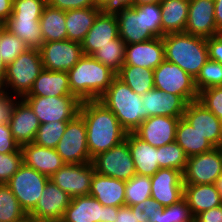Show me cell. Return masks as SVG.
I'll return each mask as SVG.
<instances>
[{
    "label": "cell",
    "instance_id": "cell-1",
    "mask_svg": "<svg viewBox=\"0 0 222 222\" xmlns=\"http://www.w3.org/2000/svg\"><path fill=\"white\" fill-rule=\"evenodd\" d=\"M79 115L84 119L91 158L122 143L127 131L114 113L98 100L82 101Z\"/></svg>",
    "mask_w": 222,
    "mask_h": 222
},
{
    "label": "cell",
    "instance_id": "cell-2",
    "mask_svg": "<svg viewBox=\"0 0 222 222\" xmlns=\"http://www.w3.org/2000/svg\"><path fill=\"white\" fill-rule=\"evenodd\" d=\"M72 95L82 101L98 100L117 74L92 56L83 55L67 72Z\"/></svg>",
    "mask_w": 222,
    "mask_h": 222
},
{
    "label": "cell",
    "instance_id": "cell-3",
    "mask_svg": "<svg viewBox=\"0 0 222 222\" xmlns=\"http://www.w3.org/2000/svg\"><path fill=\"white\" fill-rule=\"evenodd\" d=\"M165 60L178 65L196 79L209 59L206 39L186 32L169 33L162 37Z\"/></svg>",
    "mask_w": 222,
    "mask_h": 222
},
{
    "label": "cell",
    "instance_id": "cell-4",
    "mask_svg": "<svg viewBox=\"0 0 222 222\" xmlns=\"http://www.w3.org/2000/svg\"><path fill=\"white\" fill-rule=\"evenodd\" d=\"M98 101L114 113L127 132H134L144 121L141 95L132 91L117 76Z\"/></svg>",
    "mask_w": 222,
    "mask_h": 222
},
{
    "label": "cell",
    "instance_id": "cell-5",
    "mask_svg": "<svg viewBox=\"0 0 222 222\" xmlns=\"http://www.w3.org/2000/svg\"><path fill=\"white\" fill-rule=\"evenodd\" d=\"M43 69L40 50L29 48L7 65L6 77L0 90L23 98Z\"/></svg>",
    "mask_w": 222,
    "mask_h": 222
},
{
    "label": "cell",
    "instance_id": "cell-6",
    "mask_svg": "<svg viewBox=\"0 0 222 222\" xmlns=\"http://www.w3.org/2000/svg\"><path fill=\"white\" fill-rule=\"evenodd\" d=\"M37 116L40 124L69 122L80 110L81 101L75 96L23 97Z\"/></svg>",
    "mask_w": 222,
    "mask_h": 222
},
{
    "label": "cell",
    "instance_id": "cell-7",
    "mask_svg": "<svg viewBox=\"0 0 222 222\" xmlns=\"http://www.w3.org/2000/svg\"><path fill=\"white\" fill-rule=\"evenodd\" d=\"M49 180L48 176L23 163L10 178L7 185L17 198L21 208L28 215L35 208Z\"/></svg>",
    "mask_w": 222,
    "mask_h": 222
},
{
    "label": "cell",
    "instance_id": "cell-8",
    "mask_svg": "<svg viewBox=\"0 0 222 222\" xmlns=\"http://www.w3.org/2000/svg\"><path fill=\"white\" fill-rule=\"evenodd\" d=\"M154 88L182 96L188 103L198 99L195 79L178 65L164 60L154 70Z\"/></svg>",
    "mask_w": 222,
    "mask_h": 222
},
{
    "label": "cell",
    "instance_id": "cell-9",
    "mask_svg": "<svg viewBox=\"0 0 222 222\" xmlns=\"http://www.w3.org/2000/svg\"><path fill=\"white\" fill-rule=\"evenodd\" d=\"M55 149L65 164L92 162L87 147L86 124L79 114L68 122L65 133Z\"/></svg>",
    "mask_w": 222,
    "mask_h": 222
},
{
    "label": "cell",
    "instance_id": "cell-10",
    "mask_svg": "<svg viewBox=\"0 0 222 222\" xmlns=\"http://www.w3.org/2000/svg\"><path fill=\"white\" fill-rule=\"evenodd\" d=\"M92 164L96 173L123 181L130 180L136 174L126 140L108 151L97 154L92 158Z\"/></svg>",
    "mask_w": 222,
    "mask_h": 222
},
{
    "label": "cell",
    "instance_id": "cell-11",
    "mask_svg": "<svg viewBox=\"0 0 222 222\" xmlns=\"http://www.w3.org/2000/svg\"><path fill=\"white\" fill-rule=\"evenodd\" d=\"M222 174V147L188 157L184 184H215Z\"/></svg>",
    "mask_w": 222,
    "mask_h": 222
},
{
    "label": "cell",
    "instance_id": "cell-12",
    "mask_svg": "<svg viewBox=\"0 0 222 222\" xmlns=\"http://www.w3.org/2000/svg\"><path fill=\"white\" fill-rule=\"evenodd\" d=\"M118 207L104 206L95 197L71 198L61 222H114Z\"/></svg>",
    "mask_w": 222,
    "mask_h": 222
},
{
    "label": "cell",
    "instance_id": "cell-13",
    "mask_svg": "<svg viewBox=\"0 0 222 222\" xmlns=\"http://www.w3.org/2000/svg\"><path fill=\"white\" fill-rule=\"evenodd\" d=\"M95 168L92 162L84 164H64L50 180L71 198L88 196L91 190Z\"/></svg>",
    "mask_w": 222,
    "mask_h": 222
},
{
    "label": "cell",
    "instance_id": "cell-14",
    "mask_svg": "<svg viewBox=\"0 0 222 222\" xmlns=\"http://www.w3.org/2000/svg\"><path fill=\"white\" fill-rule=\"evenodd\" d=\"M44 69L68 72L84 55L80 42H43L39 48Z\"/></svg>",
    "mask_w": 222,
    "mask_h": 222
},
{
    "label": "cell",
    "instance_id": "cell-15",
    "mask_svg": "<svg viewBox=\"0 0 222 222\" xmlns=\"http://www.w3.org/2000/svg\"><path fill=\"white\" fill-rule=\"evenodd\" d=\"M70 201L71 197L49 180L28 219L33 222H61Z\"/></svg>",
    "mask_w": 222,
    "mask_h": 222
},
{
    "label": "cell",
    "instance_id": "cell-16",
    "mask_svg": "<svg viewBox=\"0 0 222 222\" xmlns=\"http://www.w3.org/2000/svg\"><path fill=\"white\" fill-rule=\"evenodd\" d=\"M118 20L119 37L125 44L139 43L155 38L146 28L145 4L114 11Z\"/></svg>",
    "mask_w": 222,
    "mask_h": 222
},
{
    "label": "cell",
    "instance_id": "cell-17",
    "mask_svg": "<svg viewBox=\"0 0 222 222\" xmlns=\"http://www.w3.org/2000/svg\"><path fill=\"white\" fill-rule=\"evenodd\" d=\"M183 172L176 169H159L151 176V197L163 207L183 199Z\"/></svg>",
    "mask_w": 222,
    "mask_h": 222
},
{
    "label": "cell",
    "instance_id": "cell-18",
    "mask_svg": "<svg viewBox=\"0 0 222 222\" xmlns=\"http://www.w3.org/2000/svg\"><path fill=\"white\" fill-rule=\"evenodd\" d=\"M183 118L214 147H222L221 120L197 100L187 104Z\"/></svg>",
    "mask_w": 222,
    "mask_h": 222
},
{
    "label": "cell",
    "instance_id": "cell-19",
    "mask_svg": "<svg viewBox=\"0 0 222 222\" xmlns=\"http://www.w3.org/2000/svg\"><path fill=\"white\" fill-rule=\"evenodd\" d=\"M144 120L151 116L182 118L188 102L180 95L153 88L141 96Z\"/></svg>",
    "mask_w": 222,
    "mask_h": 222
},
{
    "label": "cell",
    "instance_id": "cell-20",
    "mask_svg": "<svg viewBox=\"0 0 222 222\" xmlns=\"http://www.w3.org/2000/svg\"><path fill=\"white\" fill-rule=\"evenodd\" d=\"M119 37L118 20L115 12L102 10L81 42L84 55L91 56L99 48Z\"/></svg>",
    "mask_w": 222,
    "mask_h": 222
},
{
    "label": "cell",
    "instance_id": "cell-21",
    "mask_svg": "<svg viewBox=\"0 0 222 222\" xmlns=\"http://www.w3.org/2000/svg\"><path fill=\"white\" fill-rule=\"evenodd\" d=\"M180 118L151 116L145 119L133 132L155 148L175 142L176 128Z\"/></svg>",
    "mask_w": 222,
    "mask_h": 222
},
{
    "label": "cell",
    "instance_id": "cell-22",
    "mask_svg": "<svg viewBox=\"0 0 222 222\" xmlns=\"http://www.w3.org/2000/svg\"><path fill=\"white\" fill-rule=\"evenodd\" d=\"M214 13V0H189L188 19L184 32L205 39L219 34Z\"/></svg>",
    "mask_w": 222,
    "mask_h": 222
},
{
    "label": "cell",
    "instance_id": "cell-23",
    "mask_svg": "<svg viewBox=\"0 0 222 222\" xmlns=\"http://www.w3.org/2000/svg\"><path fill=\"white\" fill-rule=\"evenodd\" d=\"M165 60L162 37L148 41L126 44L124 65L145 67L154 70Z\"/></svg>",
    "mask_w": 222,
    "mask_h": 222
},
{
    "label": "cell",
    "instance_id": "cell-24",
    "mask_svg": "<svg viewBox=\"0 0 222 222\" xmlns=\"http://www.w3.org/2000/svg\"><path fill=\"white\" fill-rule=\"evenodd\" d=\"M10 131L15 141L20 145L33 143L35 135L40 126V122L29 104L20 98L8 123Z\"/></svg>",
    "mask_w": 222,
    "mask_h": 222
},
{
    "label": "cell",
    "instance_id": "cell-25",
    "mask_svg": "<svg viewBox=\"0 0 222 222\" xmlns=\"http://www.w3.org/2000/svg\"><path fill=\"white\" fill-rule=\"evenodd\" d=\"M21 150L23 163L48 177H51L65 164L54 148L28 143L22 145Z\"/></svg>",
    "mask_w": 222,
    "mask_h": 222
},
{
    "label": "cell",
    "instance_id": "cell-26",
    "mask_svg": "<svg viewBox=\"0 0 222 222\" xmlns=\"http://www.w3.org/2000/svg\"><path fill=\"white\" fill-rule=\"evenodd\" d=\"M125 140L128 142L136 174L153 176L160 169L157 148L143 141L133 132H127Z\"/></svg>",
    "mask_w": 222,
    "mask_h": 222
},
{
    "label": "cell",
    "instance_id": "cell-27",
    "mask_svg": "<svg viewBox=\"0 0 222 222\" xmlns=\"http://www.w3.org/2000/svg\"><path fill=\"white\" fill-rule=\"evenodd\" d=\"M126 181L94 173L90 196L95 197L104 206H125Z\"/></svg>",
    "mask_w": 222,
    "mask_h": 222
},
{
    "label": "cell",
    "instance_id": "cell-28",
    "mask_svg": "<svg viewBox=\"0 0 222 222\" xmlns=\"http://www.w3.org/2000/svg\"><path fill=\"white\" fill-rule=\"evenodd\" d=\"M183 198L194 218L203 211L222 205V195L216 184H184Z\"/></svg>",
    "mask_w": 222,
    "mask_h": 222
},
{
    "label": "cell",
    "instance_id": "cell-29",
    "mask_svg": "<svg viewBox=\"0 0 222 222\" xmlns=\"http://www.w3.org/2000/svg\"><path fill=\"white\" fill-rule=\"evenodd\" d=\"M74 96L71 93L67 72L43 69L29 93L24 97Z\"/></svg>",
    "mask_w": 222,
    "mask_h": 222
},
{
    "label": "cell",
    "instance_id": "cell-30",
    "mask_svg": "<svg viewBox=\"0 0 222 222\" xmlns=\"http://www.w3.org/2000/svg\"><path fill=\"white\" fill-rule=\"evenodd\" d=\"M162 37L184 32L188 19L189 0H161Z\"/></svg>",
    "mask_w": 222,
    "mask_h": 222
},
{
    "label": "cell",
    "instance_id": "cell-31",
    "mask_svg": "<svg viewBox=\"0 0 222 222\" xmlns=\"http://www.w3.org/2000/svg\"><path fill=\"white\" fill-rule=\"evenodd\" d=\"M101 11L98 7L65 11L67 39L81 43Z\"/></svg>",
    "mask_w": 222,
    "mask_h": 222
},
{
    "label": "cell",
    "instance_id": "cell-32",
    "mask_svg": "<svg viewBox=\"0 0 222 222\" xmlns=\"http://www.w3.org/2000/svg\"><path fill=\"white\" fill-rule=\"evenodd\" d=\"M41 17H9L5 27L15 36H18L30 48L39 49L43 44L40 29Z\"/></svg>",
    "mask_w": 222,
    "mask_h": 222
},
{
    "label": "cell",
    "instance_id": "cell-33",
    "mask_svg": "<svg viewBox=\"0 0 222 222\" xmlns=\"http://www.w3.org/2000/svg\"><path fill=\"white\" fill-rule=\"evenodd\" d=\"M175 141L188 157L202 154L215 148L203 135L189 125L183 117L178 122Z\"/></svg>",
    "mask_w": 222,
    "mask_h": 222
},
{
    "label": "cell",
    "instance_id": "cell-34",
    "mask_svg": "<svg viewBox=\"0 0 222 222\" xmlns=\"http://www.w3.org/2000/svg\"><path fill=\"white\" fill-rule=\"evenodd\" d=\"M43 42L67 40V29L65 23V11L50 7H44L39 20Z\"/></svg>",
    "mask_w": 222,
    "mask_h": 222
},
{
    "label": "cell",
    "instance_id": "cell-35",
    "mask_svg": "<svg viewBox=\"0 0 222 222\" xmlns=\"http://www.w3.org/2000/svg\"><path fill=\"white\" fill-rule=\"evenodd\" d=\"M117 77L141 96L154 88V71L145 67L123 65Z\"/></svg>",
    "mask_w": 222,
    "mask_h": 222
},
{
    "label": "cell",
    "instance_id": "cell-36",
    "mask_svg": "<svg viewBox=\"0 0 222 222\" xmlns=\"http://www.w3.org/2000/svg\"><path fill=\"white\" fill-rule=\"evenodd\" d=\"M28 215L7 184H0V222H27Z\"/></svg>",
    "mask_w": 222,
    "mask_h": 222
},
{
    "label": "cell",
    "instance_id": "cell-37",
    "mask_svg": "<svg viewBox=\"0 0 222 222\" xmlns=\"http://www.w3.org/2000/svg\"><path fill=\"white\" fill-rule=\"evenodd\" d=\"M125 46V42L118 37L111 40L110 44L99 48L91 56L117 74L124 65Z\"/></svg>",
    "mask_w": 222,
    "mask_h": 222
},
{
    "label": "cell",
    "instance_id": "cell-38",
    "mask_svg": "<svg viewBox=\"0 0 222 222\" xmlns=\"http://www.w3.org/2000/svg\"><path fill=\"white\" fill-rule=\"evenodd\" d=\"M160 169H176L184 172L188 156L175 141L157 148Z\"/></svg>",
    "mask_w": 222,
    "mask_h": 222
},
{
    "label": "cell",
    "instance_id": "cell-39",
    "mask_svg": "<svg viewBox=\"0 0 222 222\" xmlns=\"http://www.w3.org/2000/svg\"><path fill=\"white\" fill-rule=\"evenodd\" d=\"M151 197V177L135 174L126 181L125 205L134 206Z\"/></svg>",
    "mask_w": 222,
    "mask_h": 222
},
{
    "label": "cell",
    "instance_id": "cell-40",
    "mask_svg": "<svg viewBox=\"0 0 222 222\" xmlns=\"http://www.w3.org/2000/svg\"><path fill=\"white\" fill-rule=\"evenodd\" d=\"M29 48L25 42L12 34L6 27L0 32V55L7 65Z\"/></svg>",
    "mask_w": 222,
    "mask_h": 222
},
{
    "label": "cell",
    "instance_id": "cell-41",
    "mask_svg": "<svg viewBox=\"0 0 222 222\" xmlns=\"http://www.w3.org/2000/svg\"><path fill=\"white\" fill-rule=\"evenodd\" d=\"M154 222H194V217L183 198L176 204L157 209Z\"/></svg>",
    "mask_w": 222,
    "mask_h": 222
},
{
    "label": "cell",
    "instance_id": "cell-42",
    "mask_svg": "<svg viewBox=\"0 0 222 222\" xmlns=\"http://www.w3.org/2000/svg\"><path fill=\"white\" fill-rule=\"evenodd\" d=\"M68 122L40 124L33 143L47 148H56L65 133Z\"/></svg>",
    "mask_w": 222,
    "mask_h": 222
},
{
    "label": "cell",
    "instance_id": "cell-43",
    "mask_svg": "<svg viewBox=\"0 0 222 222\" xmlns=\"http://www.w3.org/2000/svg\"><path fill=\"white\" fill-rule=\"evenodd\" d=\"M195 86L198 92L210 87L222 86V64L208 59L195 79Z\"/></svg>",
    "mask_w": 222,
    "mask_h": 222
},
{
    "label": "cell",
    "instance_id": "cell-44",
    "mask_svg": "<svg viewBox=\"0 0 222 222\" xmlns=\"http://www.w3.org/2000/svg\"><path fill=\"white\" fill-rule=\"evenodd\" d=\"M197 101L222 120V86L201 90L198 92Z\"/></svg>",
    "mask_w": 222,
    "mask_h": 222
},
{
    "label": "cell",
    "instance_id": "cell-45",
    "mask_svg": "<svg viewBox=\"0 0 222 222\" xmlns=\"http://www.w3.org/2000/svg\"><path fill=\"white\" fill-rule=\"evenodd\" d=\"M22 164L21 148L17 152L0 154V184H7Z\"/></svg>",
    "mask_w": 222,
    "mask_h": 222
},
{
    "label": "cell",
    "instance_id": "cell-46",
    "mask_svg": "<svg viewBox=\"0 0 222 222\" xmlns=\"http://www.w3.org/2000/svg\"><path fill=\"white\" fill-rule=\"evenodd\" d=\"M47 0H13L10 17H41Z\"/></svg>",
    "mask_w": 222,
    "mask_h": 222
},
{
    "label": "cell",
    "instance_id": "cell-47",
    "mask_svg": "<svg viewBox=\"0 0 222 222\" xmlns=\"http://www.w3.org/2000/svg\"><path fill=\"white\" fill-rule=\"evenodd\" d=\"M160 3L145 4L146 28L155 36L162 37Z\"/></svg>",
    "mask_w": 222,
    "mask_h": 222
},
{
    "label": "cell",
    "instance_id": "cell-48",
    "mask_svg": "<svg viewBox=\"0 0 222 222\" xmlns=\"http://www.w3.org/2000/svg\"><path fill=\"white\" fill-rule=\"evenodd\" d=\"M20 97L0 90V123L8 124L11 121L14 107Z\"/></svg>",
    "mask_w": 222,
    "mask_h": 222
},
{
    "label": "cell",
    "instance_id": "cell-49",
    "mask_svg": "<svg viewBox=\"0 0 222 222\" xmlns=\"http://www.w3.org/2000/svg\"><path fill=\"white\" fill-rule=\"evenodd\" d=\"M20 148L12 136L9 125L0 123V154L17 152Z\"/></svg>",
    "mask_w": 222,
    "mask_h": 222
},
{
    "label": "cell",
    "instance_id": "cell-50",
    "mask_svg": "<svg viewBox=\"0 0 222 222\" xmlns=\"http://www.w3.org/2000/svg\"><path fill=\"white\" fill-rule=\"evenodd\" d=\"M47 4L64 11L96 7L95 0H47Z\"/></svg>",
    "mask_w": 222,
    "mask_h": 222
},
{
    "label": "cell",
    "instance_id": "cell-51",
    "mask_svg": "<svg viewBox=\"0 0 222 222\" xmlns=\"http://www.w3.org/2000/svg\"><path fill=\"white\" fill-rule=\"evenodd\" d=\"M114 222H144L143 212L139 207L121 206Z\"/></svg>",
    "mask_w": 222,
    "mask_h": 222
},
{
    "label": "cell",
    "instance_id": "cell-52",
    "mask_svg": "<svg viewBox=\"0 0 222 222\" xmlns=\"http://www.w3.org/2000/svg\"><path fill=\"white\" fill-rule=\"evenodd\" d=\"M209 59L222 64V33L206 39Z\"/></svg>",
    "mask_w": 222,
    "mask_h": 222
},
{
    "label": "cell",
    "instance_id": "cell-53",
    "mask_svg": "<svg viewBox=\"0 0 222 222\" xmlns=\"http://www.w3.org/2000/svg\"><path fill=\"white\" fill-rule=\"evenodd\" d=\"M135 206L139 207L143 212L144 222H154V216L156 214V210L163 207L159 202H157L152 197L144 201H141Z\"/></svg>",
    "mask_w": 222,
    "mask_h": 222
},
{
    "label": "cell",
    "instance_id": "cell-54",
    "mask_svg": "<svg viewBox=\"0 0 222 222\" xmlns=\"http://www.w3.org/2000/svg\"><path fill=\"white\" fill-rule=\"evenodd\" d=\"M194 222H222V205L201 212L194 218Z\"/></svg>",
    "mask_w": 222,
    "mask_h": 222
},
{
    "label": "cell",
    "instance_id": "cell-55",
    "mask_svg": "<svg viewBox=\"0 0 222 222\" xmlns=\"http://www.w3.org/2000/svg\"><path fill=\"white\" fill-rule=\"evenodd\" d=\"M13 10V0H0V21L6 22Z\"/></svg>",
    "mask_w": 222,
    "mask_h": 222
},
{
    "label": "cell",
    "instance_id": "cell-56",
    "mask_svg": "<svg viewBox=\"0 0 222 222\" xmlns=\"http://www.w3.org/2000/svg\"><path fill=\"white\" fill-rule=\"evenodd\" d=\"M214 19L219 33H222V0H214Z\"/></svg>",
    "mask_w": 222,
    "mask_h": 222
},
{
    "label": "cell",
    "instance_id": "cell-57",
    "mask_svg": "<svg viewBox=\"0 0 222 222\" xmlns=\"http://www.w3.org/2000/svg\"><path fill=\"white\" fill-rule=\"evenodd\" d=\"M133 0H113V12L122 8L132 7Z\"/></svg>",
    "mask_w": 222,
    "mask_h": 222
},
{
    "label": "cell",
    "instance_id": "cell-58",
    "mask_svg": "<svg viewBox=\"0 0 222 222\" xmlns=\"http://www.w3.org/2000/svg\"><path fill=\"white\" fill-rule=\"evenodd\" d=\"M96 7L113 12V0H95Z\"/></svg>",
    "mask_w": 222,
    "mask_h": 222
},
{
    "label": "cell",
    "instance_id": "cell-59",
    "mask_svg": "<svg viewBox=\"0 0 222 222\" xmlns=\"http://www.w3.org/2000/svg\"><path fill=\"white\" fill-rule=\"evenodd\" d=\"M6 71H7V64L3 61V59L0 55V88L4 84V80H5V77H6Z\"/></svg>",
    "mask_w": 222,
    "mask_h": 222
},
{
    "label": "cell",
    "instance_id": "cell-60",
    "mask_svg": "<svg viewBox=\"0 0 222 222\" xmlns=\"http://www.w3.org/2000/svg\"><path fill=\"white\" fill-rule=\"evenodd\" d=\"M161 0H133L134 6H141L144 4L160 3Z\"/></svg>",
    "mask_w": 222,
    "mask_h": 222
},
{
    "label": "cell",
    "instance_id": "cell-61",
    "mask_svg": "<svg viewBox=\"0 0 222 222\" xmlns=\"http://www.w3.org/2000/svg\"><path fill=\"white\" fill-rule=\"evenodd\" d=\"M215 184L220 194L222 195V174L217 178V181Z\"/></svg>",
    "mask_w": 222,
    "mask_h": 222
},
{
    "label": "cell",
    "instance_id": "cell-62",
    "mask_svg": "<svg viewBox=\"0 0 222 222\" xmlns=\"http://www.w3.org/2000/svg\"><path fill=\"white\" fill-rule=\"evenodd\" d=\"M5 27V23L0 21V32L3 30Z\"/></svg>",
    "mask_w": 222,
    "mask_h": 222
}]
</instances>
